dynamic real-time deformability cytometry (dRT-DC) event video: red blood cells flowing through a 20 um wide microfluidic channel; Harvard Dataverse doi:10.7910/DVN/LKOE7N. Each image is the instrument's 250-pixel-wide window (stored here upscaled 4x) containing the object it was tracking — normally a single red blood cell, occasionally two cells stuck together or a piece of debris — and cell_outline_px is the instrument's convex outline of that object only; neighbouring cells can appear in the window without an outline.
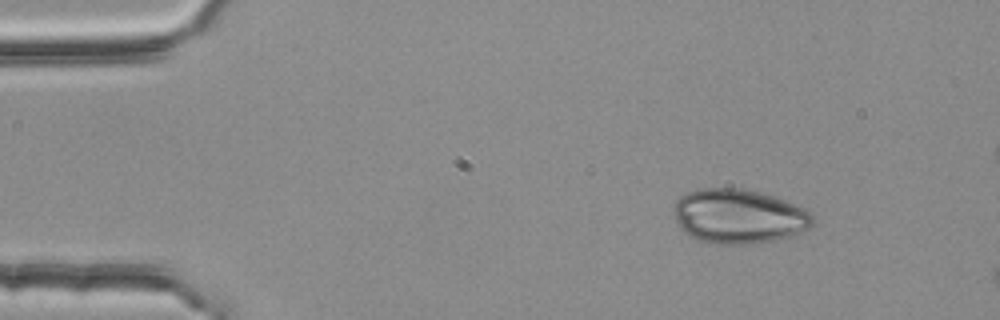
{"species": "common noctule bat (a hibernating species)", "species_latin": "Nyctalus noctula", "temperature_condition": "room temperature", "stored_images_in_passage": 3, "camera_frame_rate_fps": 3000, "um_per_image_px": 0.085, "animal": {"sex": "female", "body_mass_g": 25.1}, "frame": {"image": 1, "passage_image": 1, "time_ms": 0.0, "image_size_px": [1000, 320], "cell_outline_px": [[816, 224], [812, 228], [788, 236], [772, 240], [748, 244], [716, 244], [696, 240], [688, 236], [676, 224], [672, 208], [676, 200], [680, 196], [688, 192], [700, 188], [740, 188], [760, 192], [784, 200], [804, 208], [812, 216]], "centroid_in_image_um": [62.74, 18.39], "position_along_channel_um": 22.3, "area_um2": 44.39}}